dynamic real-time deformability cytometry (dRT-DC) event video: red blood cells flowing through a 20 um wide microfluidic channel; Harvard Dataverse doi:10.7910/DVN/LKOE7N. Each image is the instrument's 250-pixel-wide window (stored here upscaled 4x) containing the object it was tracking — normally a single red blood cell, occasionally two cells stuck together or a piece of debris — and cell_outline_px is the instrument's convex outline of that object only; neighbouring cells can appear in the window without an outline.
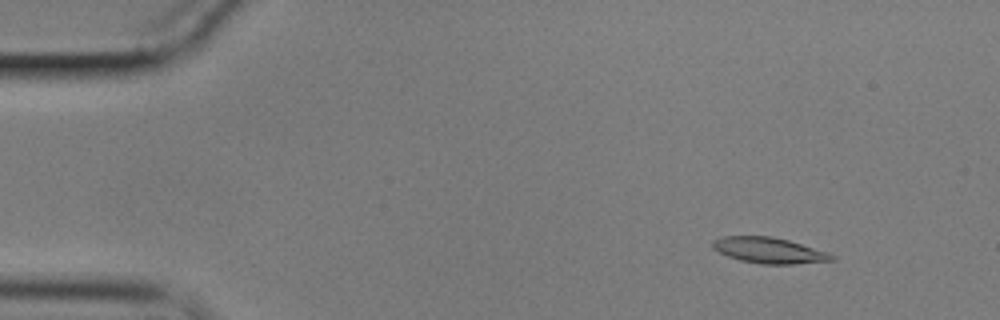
{"species": "common noctule bat (a hibernating species)", "species_latin": "Nyctalus noctula", "temperature_condition": "cold", "stored_images_in_passage": 53, "camera_frame_rate_fps": 3000, "um_per_image_px": 0.085, "animal": {"sex": "male", "body_mass_g": 17.9}, "frame": {"image": 1, "passage_image": 2, "time_ms": 0.333, "image_size_px": [1000, 320], "cell_outline_px": [[836, 260], [792, 264], [760, 264], [740, 260], [728, 256], [712, 248], [712, 240], [724, 236], [772, 236], [788, 240], [828, 252], [836, 256]], "centroid_in_image_um": [65.38, 21.28], "position_along_channel_um": 19.6, "area_um2": 17.92}}
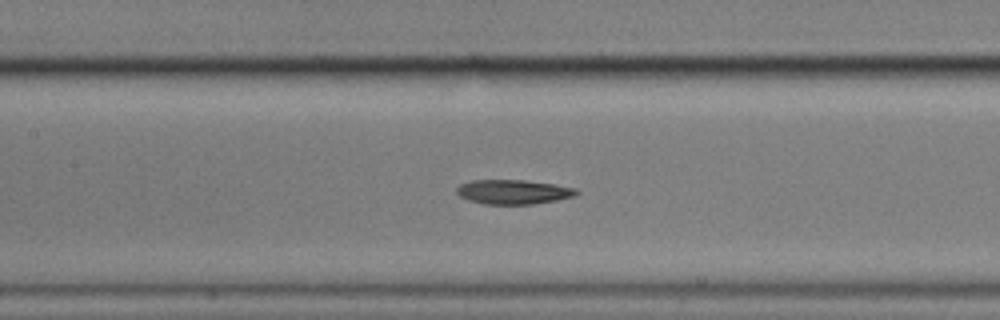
{"frame": {"image": 2, "passage_image": 22, "time_ms": 7.0, "image_size_px": [1000, 320], "cell_outline_px": [[580, 192], [576, 196], [556, 200], [532, 204], [484, 204], [468, 200], [460, 196], [456, 192], [456, 188], [460, 184], [472, 180], [524, 180], [556, 184], [576, 188]], "centroid_in_image_um": [43.65, 16.31], "position_along_channel_um": 163.7, "area_um2": 17.17}}
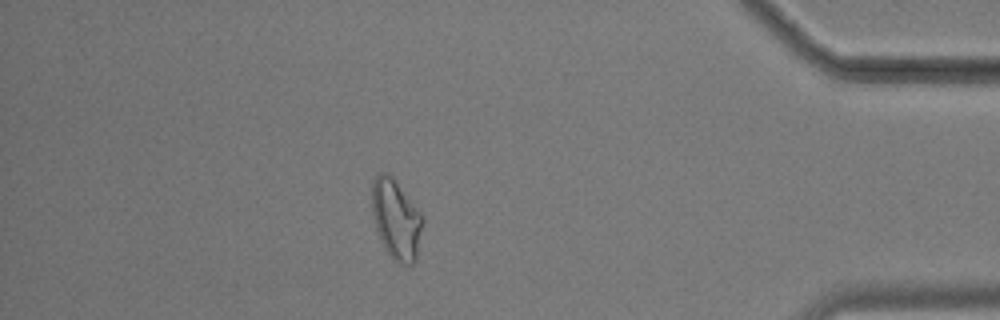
{"frame": {"image": 3, "passage_image": 46, "time_ms": 15.0, "image_size_px": [1000, 320], "cell_outline_px": [[424, 220], [416, 260], [412, 264], [400, 264], [392, 260], [384, 248], [376, 228], [372, 212], [372, 180], [380, 172], [388, 172], [396, 180], [424, 216]], "centroid_in_image_um": [33.68, 18.63], "position_along_channel_um": 401.5, "area_um2": 23.93}, "authors_computed_cell_mechanics": {"area_um2": 18.0336, "velocity_mm_per_s": 3.457, "shape_relaxation_time_tau1_ms": null, "shape_relaxation_time_tau2_ms": 5.3747, "deformation_change_tau1": null, "deformation_change_tau2": 0.1167}}